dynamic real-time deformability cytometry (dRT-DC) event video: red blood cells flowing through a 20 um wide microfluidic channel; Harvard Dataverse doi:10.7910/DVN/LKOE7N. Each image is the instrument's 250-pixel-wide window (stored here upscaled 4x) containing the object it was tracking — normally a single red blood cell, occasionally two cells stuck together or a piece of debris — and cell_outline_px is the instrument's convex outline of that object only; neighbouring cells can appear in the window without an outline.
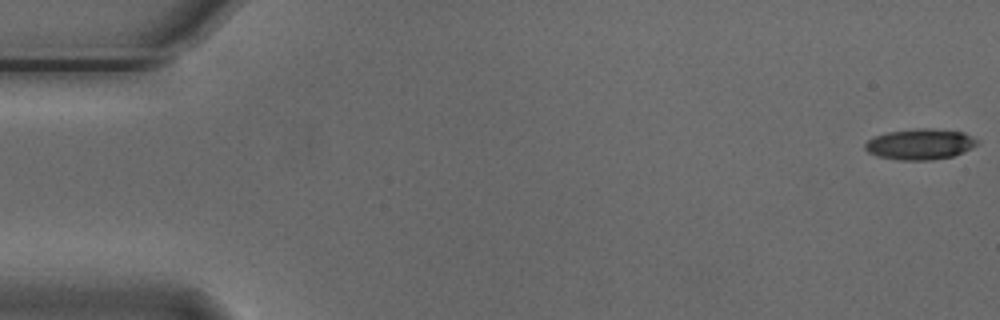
{"species": "Egyptian fruit bat (a non-hibernating species)", "species_latin": "Rousettus aegyptiacus", "temperature_condition": "cold", "stored_images_in_passage": 55, "camera_frame_rate_fps": 3000, "um_per_image_px": 0.085, "animal": {"sex": "male"}, "frame": {"image": 1, "passage_image": 1, "time_ms": 0.0, "image_size_px": [1000, 320], "cell_outline_px": [[980, 140], [976, 144], [952, 156], [932, 160], [900, 160], [876, 156], [868, 152], [864, 148], [864, 144], [872, 136], [888, 132], [912, 128], [932, 128], [964, 132]], "centroid_in_image_um": [78.15, 12.24], "position_along_channel_um": 6.8, "area_um2": 20.17}}
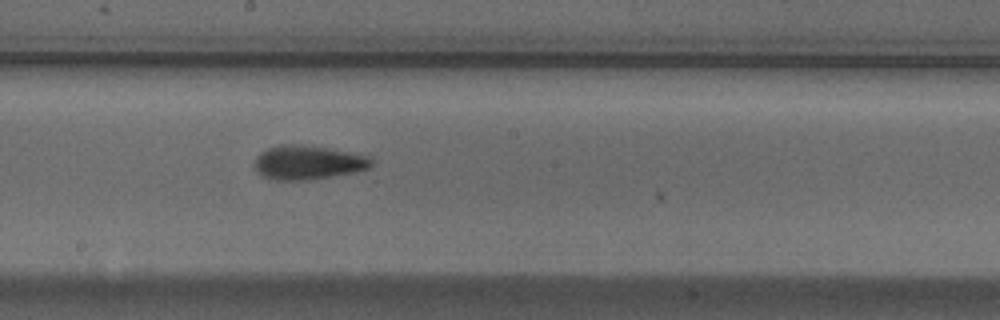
{"frame": {"image": 2, "passage_image": 30, "time_ms": 9.667, "image_size_px": [1000, 320], "cell_outline_px": [[372, 164], [368, 168], [352, 172], [332, 176], [308, 180], [276, 180], [264, 176], [256, 168], [256, 156], [260, 152], [268, 148], [280, 144], [300, 144], [328, 148], [368, 156], [372, 160]], "centroid_in_image_um": [26.16, 13.8], "position_along_channel_um": 222.0, "area_um2": 22.83}}
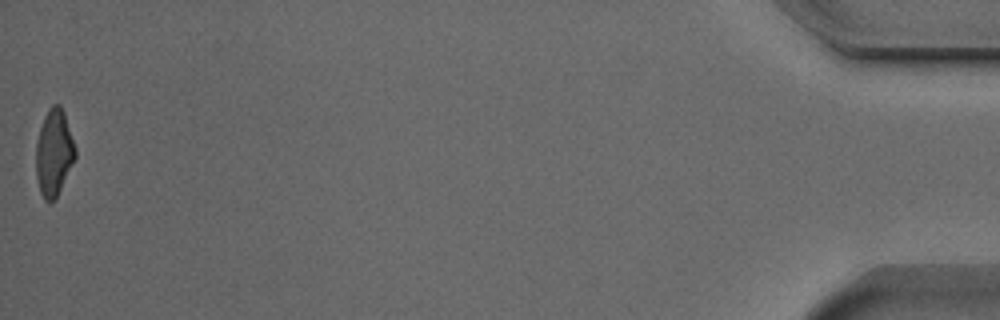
{"frame": {"image": 3, "passage_image": 55, "time_ms": 18.0, "image_size_px": [1000, 320], "cell_outline_px": [[76, 156], [56, 200], [48, 204], [44, 200], [40, 192], [36, 176], [36, 140], [44, 116], [48, 108], [52, 104], [60, 104], [64, 112], [76, 148]], "centroid_in_image_um": [4.58, 13.0], "position_along_channel_um": 430.6, "area_um2": 20.11}, "authors_computed_cell_mechanics": {"area_um2": 20.9814, "velocity_mm_per_s": 3.7329, "shape_relaxation_time_tau1_ms": 6.4966, "shape_relaxation_time_tau2_ms": 3.1191, "deformation_change_tau1": 0.1885, "deformation_change_tau2": 0.1224}}